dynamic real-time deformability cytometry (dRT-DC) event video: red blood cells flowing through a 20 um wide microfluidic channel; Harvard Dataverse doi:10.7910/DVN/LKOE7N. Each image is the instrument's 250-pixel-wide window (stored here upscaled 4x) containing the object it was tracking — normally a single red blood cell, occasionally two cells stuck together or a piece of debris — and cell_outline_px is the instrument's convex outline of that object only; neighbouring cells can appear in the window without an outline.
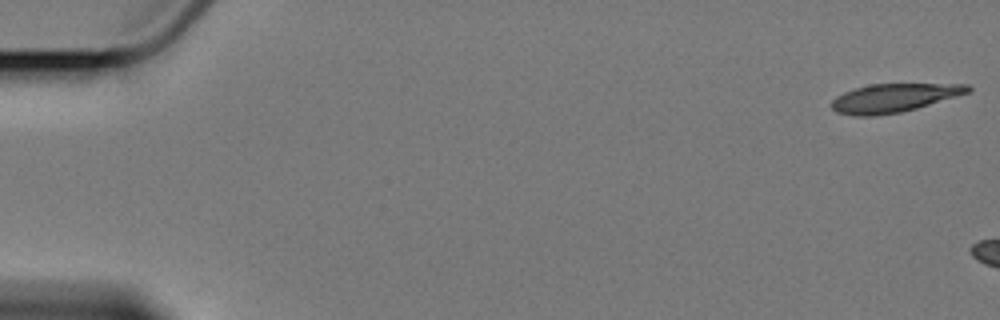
{"species": "Egyptian fruit bat (a non-hibernating species)", "species_latin": "Rousettus aegyptiacus", "temperature_condition": "cold", "stored_images_in_passage": 3, "camera_frame_rate_fps": 3000, "um_per_image_px": 0.085, "animal": {"sex": "female"}, "frame": {"image": 1, "passage_image": 1, "time_ms": 0.0, "image_size_px": [1000, 320], "cell_outline_px": [[972, 88], [968, 92], [956, 96], [916, 108], [900, 112], [876, 116], [852, 116], [836, 112], [828, 104], [836, 96], [844, 92], [856, 88], [872, 84], [968, 84]], "centroid_in_image_um": [75.91, 8.33], "position_along_channel_um": 9.1, "area_um2": 22.54}}